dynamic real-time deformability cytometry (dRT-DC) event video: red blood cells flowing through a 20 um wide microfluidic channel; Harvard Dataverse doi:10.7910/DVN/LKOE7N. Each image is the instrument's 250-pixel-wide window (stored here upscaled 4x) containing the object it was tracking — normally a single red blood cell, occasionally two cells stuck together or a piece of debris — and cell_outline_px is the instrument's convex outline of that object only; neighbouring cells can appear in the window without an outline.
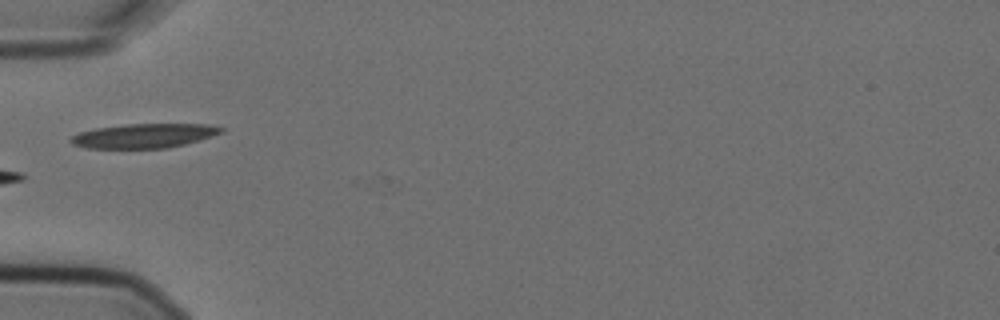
{"species": "Egyptian fruit bat (a non-hibernating species)", "species_latin": "Rousettus aegyptiacus", "temperature_condition": "cold", "stored_images_in_passage": 4, "camera_frame_rate_fps": 3000, "um_per_image_px": 0.085, "animal": {"sex": "female"}, "frame": {"image": 1, "passage_image": 4, "time_ms": 1.0, "image_size_px": [1000, 320], "cell_outline_px": [[224, 132], [184, 144], [168, 148], [88, 148], [72, 144], [68, 140], [72, 136], [80, 132], [96, 128], [128, 124], [208, 124], [224, 128]], "centroid_in_image_um": [12.23, 11.54], "position_along_channel_um": 72.8, "area_um2": 21.15}}